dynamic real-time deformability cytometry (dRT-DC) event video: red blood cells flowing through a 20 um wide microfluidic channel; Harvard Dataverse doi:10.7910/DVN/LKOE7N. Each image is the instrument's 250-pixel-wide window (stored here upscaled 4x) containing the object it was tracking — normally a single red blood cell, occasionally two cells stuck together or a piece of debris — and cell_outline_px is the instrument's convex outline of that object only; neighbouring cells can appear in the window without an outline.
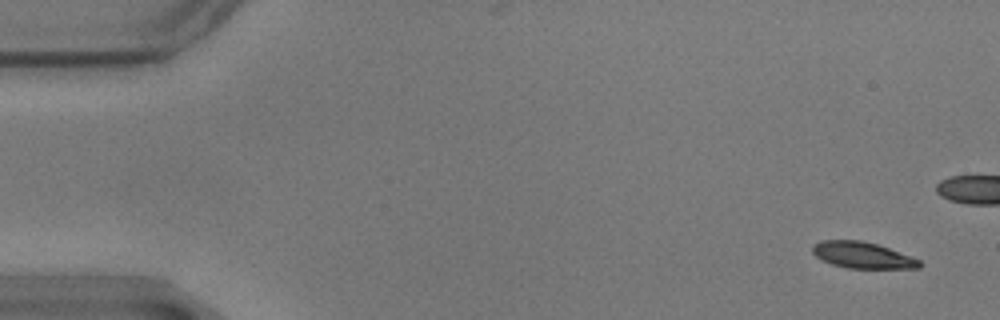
{"species": "common noctule bat (a hibernating species)", "species_latin": "Nyctalus noctula", "temperature_condition": "warm", "stored_images_in_passage": 57, "camera_frame_rate_fps": 3000, "um_per_image_px": 0.085, "animal": {"sex": "male", "body_mass_g": 17.9}, "frame": {"image": 1, "passage_image": 1, "time_ms": 0.0, "image_size_px": [1000, 320], "cell_outline_px": [[924, 264], [920, 268], [848, 268], [832, 264], [816, 256], [812, 252], [812, 244], [820, 240], [860, 240], [876, 244], [888, 248], [920, 260]], "centroid_in_image_um": [73.3, 21.68], "position_along_channel_um": 11.7, "area_um2": 16.3}}
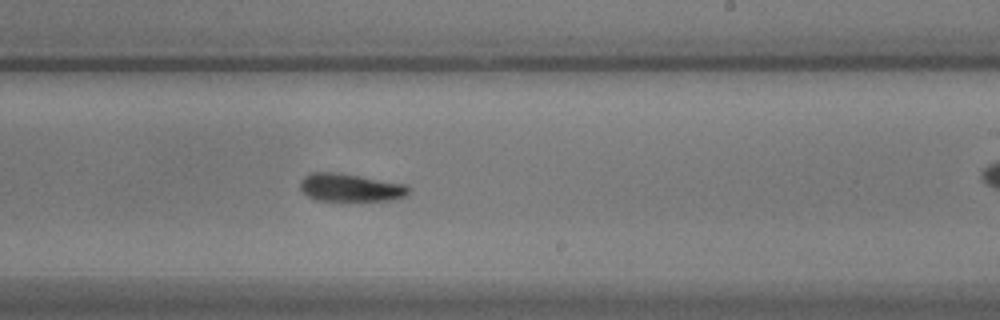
{"frame": {"image": 2, "passage_image": 33, "time_ms": 10.667, "image_size_px": [1000, 320], "cell_outline_px": [[412, 188], [404, 196], [392, 200], [316, 200], [308, 196], [300, 188], [300, 180], [304, 176], [312, 172], [340, 172], [404, 184]], "centroid_in_image_um": [29.76, 15.93], "position_along_channel_um": 259.2, "area_um2": 17.57}}
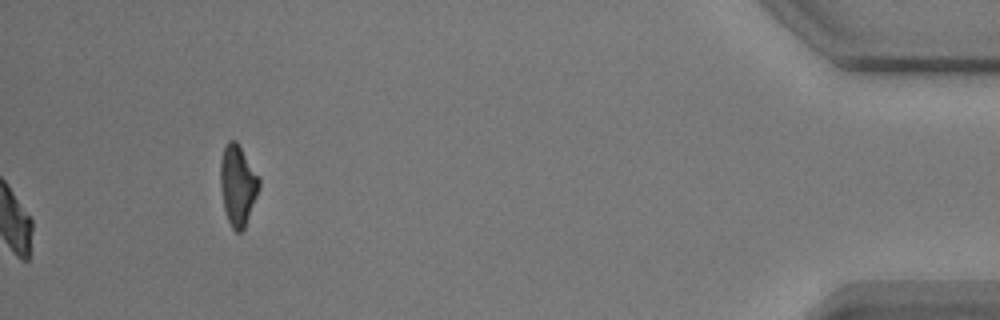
{"frame": {"image": 3, "passage_image": 57, "time_ms": 18.667, "image_size_px": [1000, 320], "cell_outline_px": [[260, 188], [244, 228], [240, 232], [236, 232], [232, 228], [228, 220], [224, 208], [220, 188], [220, 160], [224, 148], [228, 140], [236, 140], [260, 180]], "centroid_in_image_um": [20.19, 15.74], "position_along_channel_um": 415.0, "area_um2": 17.98}, "authors_computed_cell_mechanics": {"area_um2": 18.0914, "velocity_mm_per_s": 3.4777, "shape_relaxation_time_tau1_ms": 3.6072, "shape_relaxation_time_tau2_ms": 10.3696, "deformation_change_tau1": 0.1357, "deformation_change_tau2": 0.1443}}